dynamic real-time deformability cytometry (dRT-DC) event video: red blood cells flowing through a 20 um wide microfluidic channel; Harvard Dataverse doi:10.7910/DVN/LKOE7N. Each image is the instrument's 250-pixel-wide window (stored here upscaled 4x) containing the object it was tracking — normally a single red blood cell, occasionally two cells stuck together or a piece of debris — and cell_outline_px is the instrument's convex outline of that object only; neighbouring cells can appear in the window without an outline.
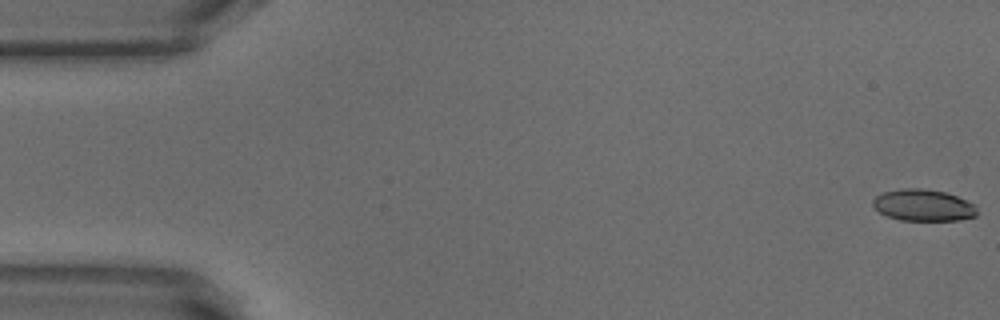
{"species": "common noctule bat (a hibernating species)", "species_latin": "Nyctalus noctula", "temperature_condition": "warm", "stored_images_in_passage": 12, "camera_frame_rate_fps": 3000, "um_per_image_px": 0.085, "animal": {"sex": "male", "body_mass_g": 18.8}, "frame": {"image": 1, "passage_image": 1, "time_ms": 0.0, "image_size_px": [1000, 320], "cell_outline_px": [[976, 216], [960, 220], [900, 220], [888, 216], [880, 212], [872, 204], [872, 200], [876, 196], [884, 192], [904, 188], [920, 188], [944, 192], [956, 196], [976, 204]], "centroid_in_image_um": [78.49, 17.44], "position_along_channel_um": 6.5, "area_um2": 19.07}}